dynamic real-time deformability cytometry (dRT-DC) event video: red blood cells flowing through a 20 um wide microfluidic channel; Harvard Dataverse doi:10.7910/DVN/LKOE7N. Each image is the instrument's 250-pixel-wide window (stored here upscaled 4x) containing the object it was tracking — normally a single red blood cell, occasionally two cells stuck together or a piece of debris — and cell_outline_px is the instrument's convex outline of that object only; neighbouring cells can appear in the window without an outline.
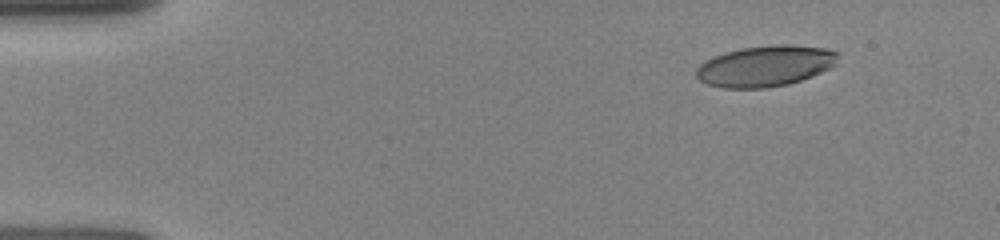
{"species": "human", "species_latin": "Homo sapiens", "temperature_condition": "room temperature", "stored_images_in_passage": 5, "camera_frame_rate_fps": 3000, "um_per_image_px": 0.085, "donor": {"sex": "female"}, "frame": {"image": 1, "passage_image": 2, "time_ms": 1.333, "image_size_px": [1000, 240], "cell_outline_px": [[840, 52], [836, 64], [812, 76], [788, 84], [764, 88], [724, 88], [708, 84], [700, 80], [696, 76], [696, 68], [704, 60], [740, 48], [776, 44], [788, 44], [828, 48]], "centroid_in_image_um": [65.08, 5.6], "position_along_channel_um": 19.9, "area_um2": 33.81}}
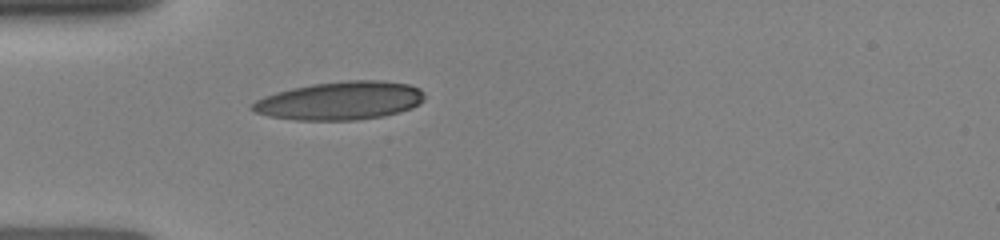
{"frame": {"image": 2, "passage_image": 5, "time_ms": 4.333, "image_size_px": [1000, 240], "cell_outline_px": [[424, 100], [420, 104], [412, 108], [400, 112], [384, 116], [356, 120], [296, 120], [268, 116], [256, 112], [248, 108], [256, 100], [264, 96], [276, 92], [292, 88], [312, 84], [348, 80], [384, 80], [408, 84], [420, 88], [424, 92]], "centroid_in_image_um": [28.94, 8.56], "position_along_channel_um": 56.1, "area_um2": 38.73}}